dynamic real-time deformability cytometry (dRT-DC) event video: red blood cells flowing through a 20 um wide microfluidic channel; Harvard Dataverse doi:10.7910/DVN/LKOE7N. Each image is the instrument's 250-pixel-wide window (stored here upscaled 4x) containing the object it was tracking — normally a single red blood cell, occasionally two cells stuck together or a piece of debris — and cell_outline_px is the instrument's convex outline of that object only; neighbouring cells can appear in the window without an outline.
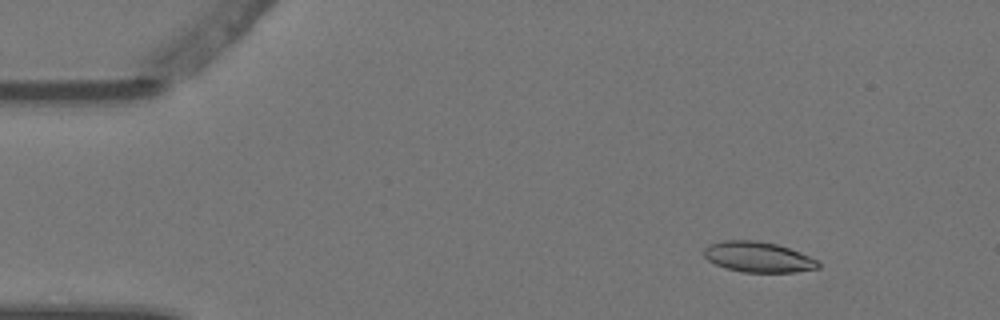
{"species": "Egyptian fruit bat (a non-hibernating species)", "species_latin": "Rousettus aegyptiacus", "temperature_condition": "warm", "stored_images_in_passage": 5, "camera_frame_rate_fps": 3000, "um_per_image_px": 0.085, "animal": {"sex": "female"}, "frame": {"image": 1, "passage_image": 1, "time_ms": 0.0, "image_size_px": [1000, 320], "cell_outline_px": [[820, 268], [796, 272], [740, 272], [724, 268], [708, 260], [704, 256], [704, 248], [708, 244], [724, 240], [756, 240], [776, 244], [800, 252], [820, 260]], "centroid_in_image_um": [64.45, 21.85], "position_along_channel_um": 20.5, "area_um2": 20.52}}
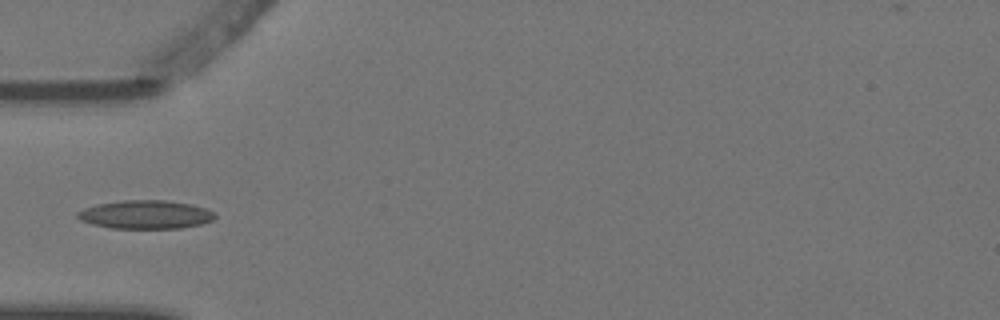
{"frame": {"image": 2, "passage_image": 4, "time_ms": 1.0, "image_size_px": [1000, 320], "cell_outline_px": [[216, 216], [212, 220], [200, 224], [180, 228], [112, 228], [92, 224], [80, 220], [76, 216], [76, 212], [84, 208], [96, 204], [120, 200], [168, 200], [192, 204], [208, 208], [216, 212]], "centroid_in_image_um": [12.38, 18.22], "position_along_channel_um": 72.6, "area_um2": 23.06}}
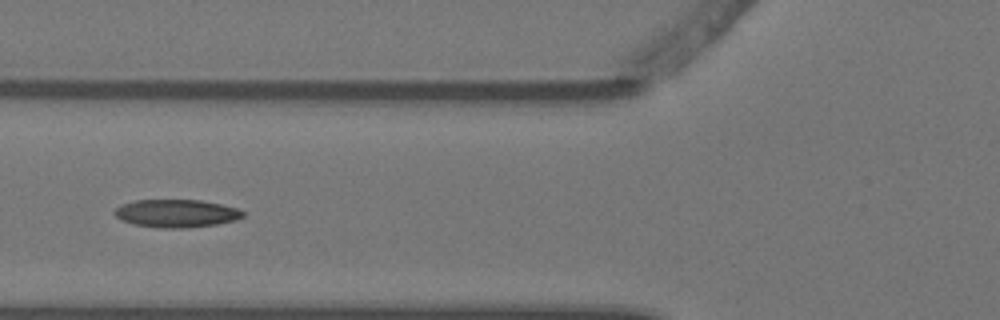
{"frame": {"image": 3, "passage_image": 5, "time_ms": 1.333, "image_size_px": [1000, 320], "cell_outline_px": [[244, 216], [236, 220], [216, 224], [188, 228], [156, 228], [132, 224], [120, 220], [112, 212], [120, 204], [132, 200], [200, 200], [240, 208], [244, 212]], "centroid_in_image_um": [14.96, 18.14], "position_along_channel_um": 110.8, "area_um2": 21.21}}